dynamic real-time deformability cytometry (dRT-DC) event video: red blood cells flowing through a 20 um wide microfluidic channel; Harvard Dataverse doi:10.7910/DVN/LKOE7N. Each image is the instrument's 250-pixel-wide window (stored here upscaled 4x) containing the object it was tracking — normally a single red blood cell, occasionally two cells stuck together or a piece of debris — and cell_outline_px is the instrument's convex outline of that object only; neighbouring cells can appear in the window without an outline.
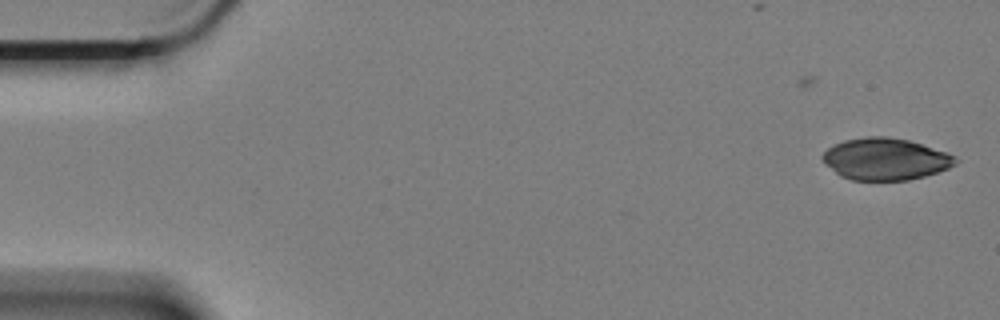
{"species": "Egyptian fruit bat (a non-hibernating species)", "species_latin": "Rousettus aegyptiacus", "temperature_condition": "cold", "stored_images_in_passage": 5, "camera_frame_rate_fps": 3000, "um_per_image_px": 0.085, "animal": {"sex": "female"}, "frame": {"image": 1, "passage_image": 1, "time_ms": 0.0, "image_size_px": [1000, 320], "cell_outline_px": [[960, 160], [956, 164], [948, 168], [924, 176], [908, 180], [852, 180], [840, 176], [820, 156], [828, 148], [844, 140], [864, 136], [888, 136], [908, 140], [948, 152], [956, 156]], "centroid_in_image_um": [75.3, 13.51], "position_along_channel_um": 9.7, "area_um2": 32.37}}